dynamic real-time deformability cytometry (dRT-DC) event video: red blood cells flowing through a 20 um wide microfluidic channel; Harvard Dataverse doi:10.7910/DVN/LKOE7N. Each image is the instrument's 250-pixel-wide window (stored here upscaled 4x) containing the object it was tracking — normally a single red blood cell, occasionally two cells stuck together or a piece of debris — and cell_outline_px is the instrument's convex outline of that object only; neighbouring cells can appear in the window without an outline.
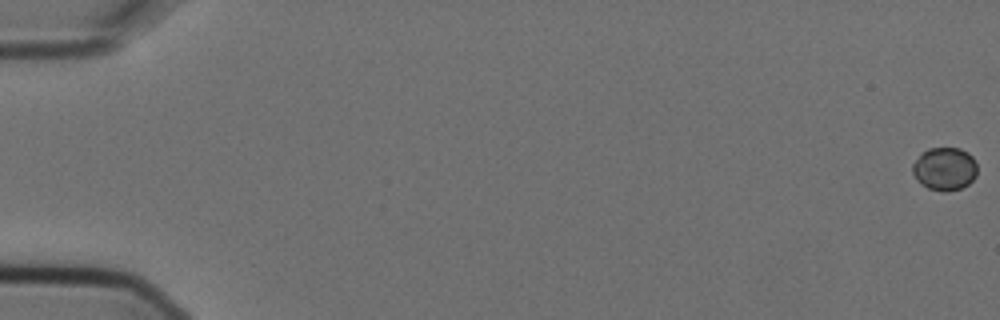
{"species": "Egyptian fruit bat (a non-hibernating species)", "species_latin": "Rousettus aegyptiacus", "temperature_condition": "cold", "stored_images_in_passage": 5, "camera_frame_rate_fps": 3000, "um_per_image_px": 0.085, "animal": {"sex": "female"}, "frame": {"image": 1, "passage_image": 1, "time_ms": 0.0, "image_size_px": [1000, 320], "cell_outline_px": [[976, 176], [968, 184], [960, 188], [948, 192], [944, 192], [928, 188], [916, 180], [912, 172], [912, 164], [920, 152], [928, 148], [960, 148], [968, 152], [972, 156], [976, 164]], "centroid_in_image_um": [80.27, 14.34], "position_along_channel_um": 4.7, "area_um2": 16.42}}